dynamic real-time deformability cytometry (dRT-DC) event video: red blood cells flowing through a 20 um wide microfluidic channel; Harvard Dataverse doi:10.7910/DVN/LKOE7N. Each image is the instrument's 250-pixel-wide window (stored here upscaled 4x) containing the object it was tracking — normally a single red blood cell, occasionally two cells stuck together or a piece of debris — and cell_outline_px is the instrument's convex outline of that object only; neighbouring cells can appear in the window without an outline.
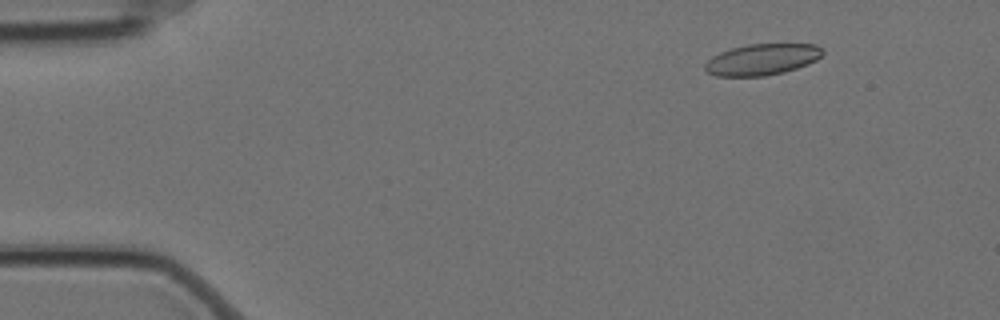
{"species": "Egyptian fruit bat (a non-hibernating species)", "species_latin": "Rousettus aegyptiacus", "temperature_condition": "cold", "stored_images_in_passage": 5, "camera_frame_rate_fps": 3000, "um_per_image_px": 0.085, "animal": {"sex": "female"}, "frame": {"image": 1, "passage_image": 1, "time_ms": 0.0, "image_size_px": [1000, 320], "cell_outline_px": [[824, 52], [816, 60], [808, 64], [784, 72], [764, 76], [716, 76], [708, 72], [704, 68], [704, 64], [712, 56], [720, 52], [732, 48], [748, 44], [816, 44]], "centroid_in_image_um": [64.76, 5.05], "position_along_channel_um": 20.2, "area_um2": 21.33}}
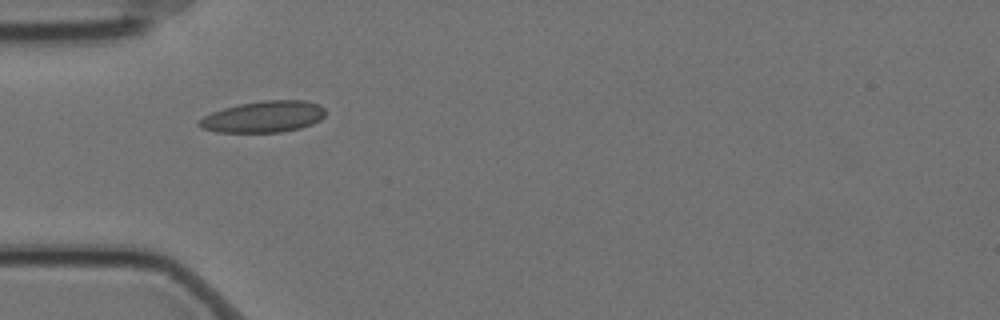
{"frame": {"image": 2, "passage_image": 4, "time_ms": 1.0, "image_size_px": [1000, 320], "cell_outline_px": [[324, 116], [320, 120], [312, 124], [300, 128], [280, 132], [216, 132], [200, 128], [196, 124], [204, 116], [212, 112], [224, 108], [240, 104], [264, 100], [304, 100], [320, 104], [324, 108]], "centroid_in_image_um": [22.4, 9.92], "position_along_channel_um": 62.6, "area_um2": 23.12}}
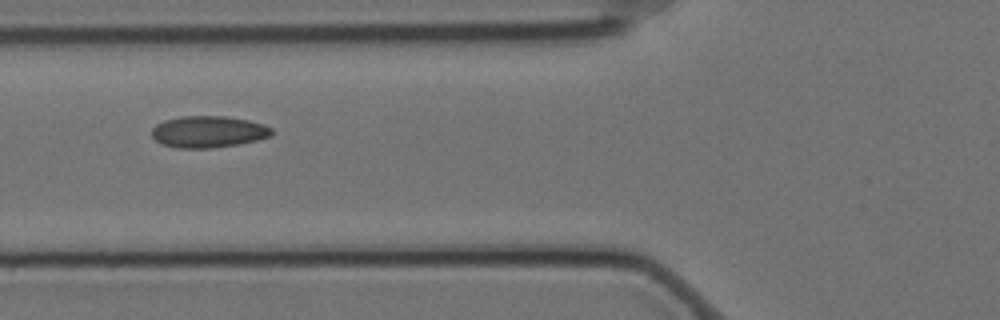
{"frame": {"image": 3, "passage_image": 5, "time_ms": 1.333, "image_size_px": [1000, 320], "cell_outline_px": [[272, 136], [240, 144], [212, 148], [176, 148], [160, 144], [152, 136], [152, 128], [156, 124], [164, 120], [180, 116], [224, 116], [248, 120], [264, 124], [272, 128]], "centroid_in_image_um": [17.69, 11.2], "position_along_channel_um": 108.1, "area_um2": 22.31}}